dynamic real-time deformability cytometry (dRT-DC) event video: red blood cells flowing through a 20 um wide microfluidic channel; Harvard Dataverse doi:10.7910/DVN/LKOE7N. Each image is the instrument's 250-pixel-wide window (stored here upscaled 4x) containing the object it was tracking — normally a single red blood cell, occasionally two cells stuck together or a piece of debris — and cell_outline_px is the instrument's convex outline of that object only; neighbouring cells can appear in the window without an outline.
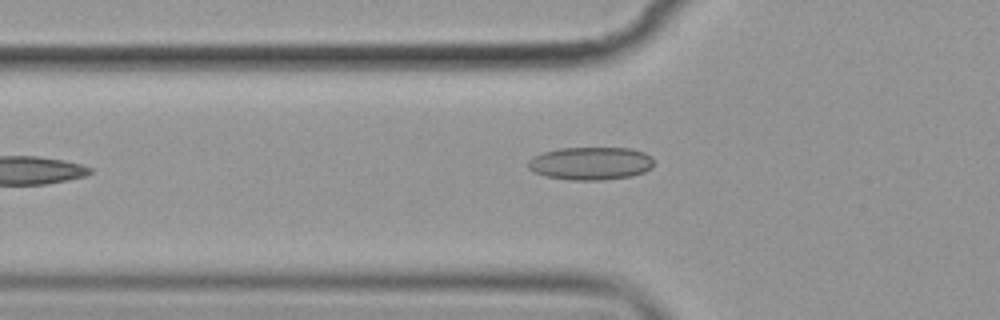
{"species": "common noctule bat (a hibernating species)", "species_latin": "Nyctalus noctula", "temperature_condition": "cold", "stored_images_in_passage": 6, "camera_frame_rate_fps": 3000, "um_per_image_px": 0.085, "animal": {"sex": "female", "body_mass_g": 19.9}, "frame": {"image": 1, "passage_image": 6, "time_ms": 7.0, "image_size_px": [1000, 320], "cell_outline_px": [[652, 168], [644, 172], [632, 176], [604, 180], [568, 180], [544, 176], [532, 172], [528, 168], [528, 160], [532, 156], [544, 152], [560, 148], [632, 148], [644, 152], [652, 156]], "centroid_in_image_um": [50.19, 13.89], "position_along_channel_um": 75.6, "area_um2": 24.45}}